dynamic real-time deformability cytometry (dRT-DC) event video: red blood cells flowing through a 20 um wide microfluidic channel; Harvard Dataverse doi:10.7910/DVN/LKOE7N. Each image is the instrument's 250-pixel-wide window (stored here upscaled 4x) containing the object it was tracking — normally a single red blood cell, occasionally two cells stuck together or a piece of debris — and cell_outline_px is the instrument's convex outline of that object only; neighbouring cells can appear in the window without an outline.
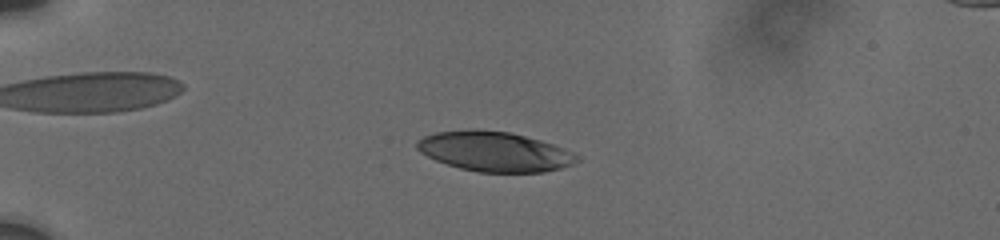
{"species": "human", "species_latin": "Homo sapiens", "temperature_condition": "cold", "stored_images_in_passage": 47, "camera_frame_rate_fps": 3000, "um_per_image_px": 0.085, "donor": {"sex": "male"}, "frame": {"image": 1, "passage_image": 2, "time_ms": 0.333, "image_size_px": [1000, 240], "cell_outline_px": [[580, 160], [572, 164], [560, 168], [544, 172], [476, 172], [460, 168], [436, 160], [420, 152], [416, 148], [416, 140], [424, 136], [436, 132], [508, 132], [540, 140], [564, 148], [580, 156]], "centroid_in_image_um": [42.07, 12.92], "position_along_channel_um": 42.9, "area_um2": 36.13}}
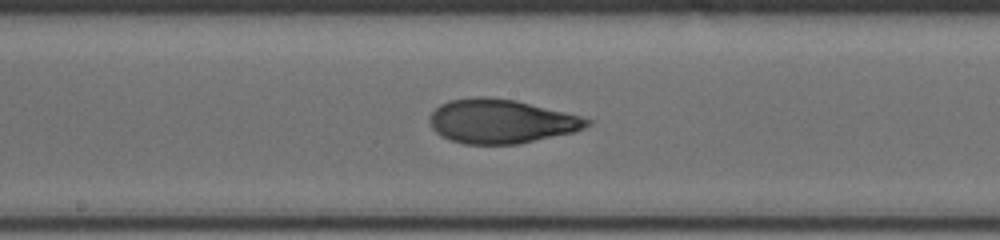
{"frame": {"image": 2, "passage_image": 22, "time_ms": 6.0, "image_size_px": [1000, 240], "cell_outline_px": [[592, 124], [576, 132], [520, 144], [464, 144], [440, 136], [432, 128], [428, 120], [432, 112], [440, 104], [448, 100], [476, 96], [484, 96], [516, 100], [580, 116], [592, 120]], "centroid_in_image_um": [42.59, 10.31], "position_along_channel_um": 205.6, "area_um2": 40.69}}
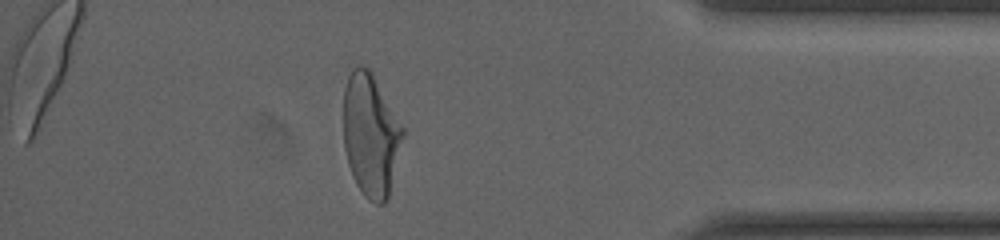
{"frame": {"image": 3, "passage_image": 40, "time_ms": 12.0, "image_size_px": [1000, 240], "cell_outline_px": [[404, 136], [388, 196], [384, 204], [376, 204], [368, 200], [364, 196], [356, 184], [352, 176], [348, 164], [344, 148], [344, 88], [348, 76], [352, 68], [360, 64], [368, 68], [372, 72], [404, 128]], "centroid_in_image_um": [31.5, 11.46], "position_along_channel_um": 403.7, "area_um2": 42.54}, "authors_computed_cell_mechanics": {"area_um2": 40.0554, "velocity_mm_per_s": 3.7491, "shape_relaxation_time_tau1_ms": 3.6096, "shape_relaxation_time_tau2_ms": 1.4735, "deformation_change_tau1": 0.1759, "deformation_change_tau2": 0.0727}}